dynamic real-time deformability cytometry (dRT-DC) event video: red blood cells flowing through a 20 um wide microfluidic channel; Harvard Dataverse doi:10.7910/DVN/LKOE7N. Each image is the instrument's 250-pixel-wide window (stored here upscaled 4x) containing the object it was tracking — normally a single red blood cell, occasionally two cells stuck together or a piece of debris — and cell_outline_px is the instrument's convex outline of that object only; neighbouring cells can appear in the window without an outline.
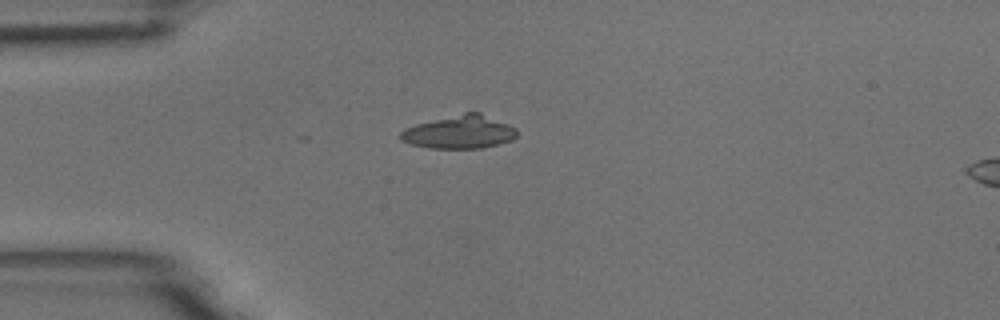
{"species": "common noctule bat (a hibernating species)", "species_latin": "Nyctalus noctula", "temperature_condition": "room temperature", "stored_images_in_passage": 12, "camera_frame_rate_fps": 3000, "um_per_image_px": 0.085, "animal": {"sex": "male", "body_mass_g": 18.8}, "frame": {"image": 1, "passage_image": 1, "time_ms": 0.0, "image_size_px": [1000, 320], "cell_outline_px": [[516, 136], [512, 140], [480, 148], [432, 148], [412, 144], [400, 140], [400, 132], [404, 128], [416, 124], [464, 112], [480, 112], [508, 124], [516, 128]], "centroid_in_image_um": [39.05, 11.21], "position_along_channel_um": 46.0, "area_um2": 22.31}}
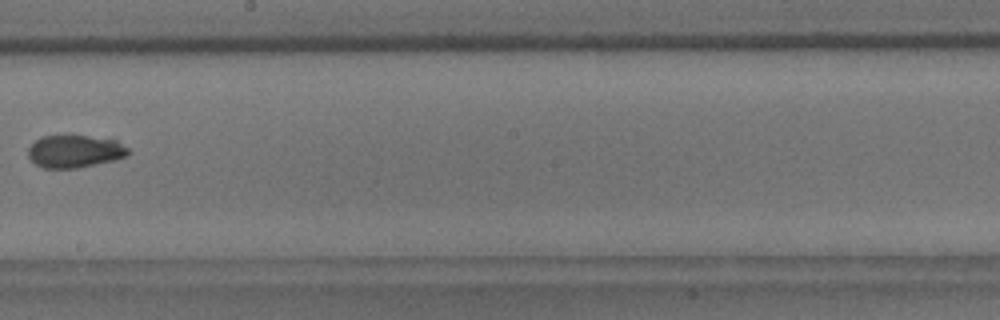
{"frame": {"image": 2, "passage_image": 6, "time_ms": 1.667, "image_size_px": [1000, 320], "cell_outline_px": [[128, 152], [124, 156], [116, 160], [76, 168], [44, 168], [36, 164], [28, 156], [28, 148], [36, 140], [44, 136], [88, 136], [116, 140], [128, 148]], "centroid_in_image_um": [6.34, 12.87], "position_along_channel_um": 241.9, "area_um2": 18.73}}
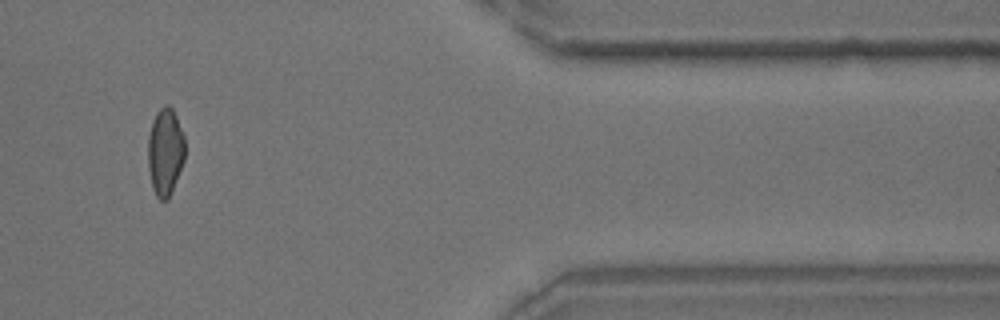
{"frame": {"image": 3, "passage_image": 10, "time_ms": 3.0, "image_size_px": [1000, 320], "cell_outline_px": [[184, 160], [168, 200], [160, 200], [156, 196], [152, 188], [148, 168], [148, 136], [152, 120], [156, 112], [164, 104], [168, 104], [172, 108], [176, 116], [184, 136]], "centroid_in_image_um": [14.02, 12.89], "position_along_channel_um": 397.4, "area_um2": 18.9}}